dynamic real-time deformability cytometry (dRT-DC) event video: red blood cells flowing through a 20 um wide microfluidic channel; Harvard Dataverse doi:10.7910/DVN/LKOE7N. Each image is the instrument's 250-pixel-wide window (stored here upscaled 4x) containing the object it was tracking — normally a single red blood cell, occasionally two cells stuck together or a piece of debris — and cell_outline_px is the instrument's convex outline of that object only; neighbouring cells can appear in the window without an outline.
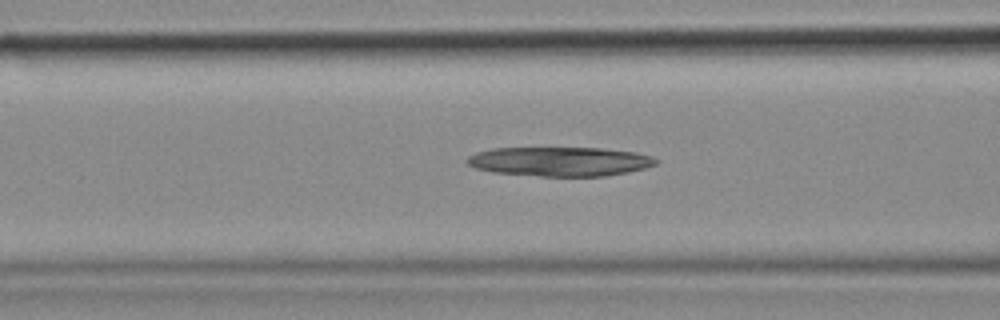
{"species": "common noctule bat (a hibernating species)", "species_latin": "Nyctalus noctula", "temperature_condition": "cold", "stored_images_in_passage": 32, "camera_frame_rate_fps": 3000, "um_per_image_px": 0.085, "animal": {"sex": "female", "body_mass_g": 18.4}, "frame": {"image": 1, "passage_image": 10, "time_ms": 3.0, "image_size_px": [1000, 320], "cell_outline_px": [[660, 160], [656, 164], [644, 168], [628, 172], [604, 176], [540, 176], [492, 172], [476, 168], [468, 164], [464, 160], [468, 156], [476, 152], [492, 148], [600, 148], [636, 152], [652, 156]], "centroid_in_image_um": [47.58, 13.72], "position_along_channel_um": 119.0, "area_um2": 32.31}}
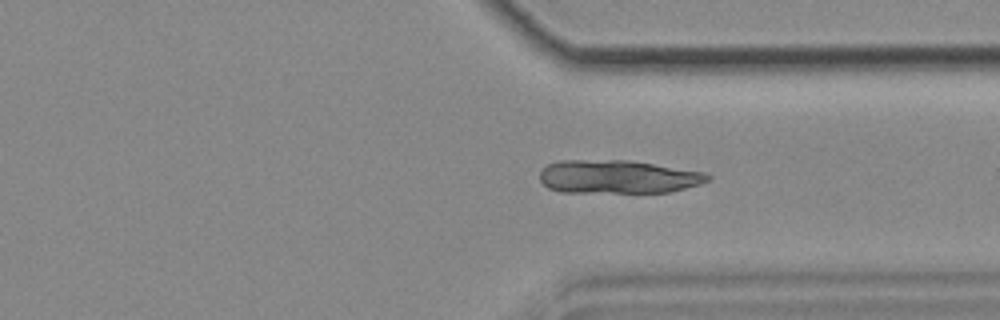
{"frame": {"image": 2, "passage_image": 28, "time_ms": 9.0, "image_size_px": [1000, 320], "cell_outline_px": [[712, 176], [708, 180], [700, 184], [668, 192], [560, 192], [548, 188], [540, 180], [540, 172], [548, 164], [560, 160], [628, 160], [704, 172]], "centroid_in_image_um": [52.49, 15.02], "position_along_channel_um": 358.9, "area_um2": 32.48}}